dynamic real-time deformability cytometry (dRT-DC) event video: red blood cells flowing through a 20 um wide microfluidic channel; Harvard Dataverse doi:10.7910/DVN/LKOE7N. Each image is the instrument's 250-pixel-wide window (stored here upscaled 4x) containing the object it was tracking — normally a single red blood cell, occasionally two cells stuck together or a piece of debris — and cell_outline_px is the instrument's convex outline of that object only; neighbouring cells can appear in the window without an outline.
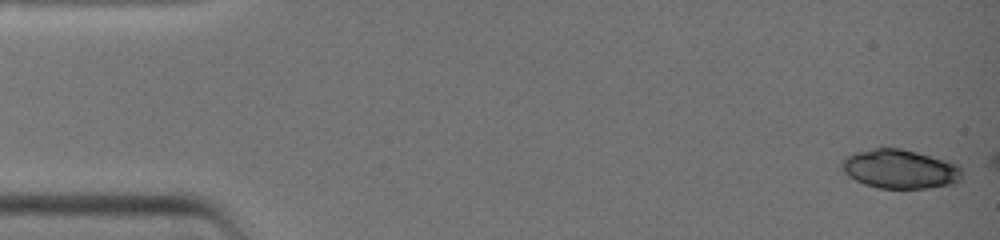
{"species": "common noctule bat (a hibernating species)", "species_latin": "Nyctalus noctula", "temperature_condition": "warm", "stored_images_in_passage": 8, "camera_frame_rate_fps": 3000, "um_per_image_px": 0.085, "animal": {"sex": "female", "body_mass_g": 19.0, "forearm_length_mm": 51.5}, "frame": {"image": 1, "passage_image": 1, "time_ms": 0.0, "image_size_px": [1000, 240], "cell_outline_px": [[960, 180], [956, 184], [928, 188], [876, 188], [864, 184], [848, 176], [840, 168], [840, 160], [844, 156], [856, 152], [876, 148], [900, 148], [916, 152], [944, 160], [956, 164], [960, 168]], "centroid_in_image_um": [76.43, 14.37], "position_along_channel_um": 8.6, "area_um2": 27.4}}